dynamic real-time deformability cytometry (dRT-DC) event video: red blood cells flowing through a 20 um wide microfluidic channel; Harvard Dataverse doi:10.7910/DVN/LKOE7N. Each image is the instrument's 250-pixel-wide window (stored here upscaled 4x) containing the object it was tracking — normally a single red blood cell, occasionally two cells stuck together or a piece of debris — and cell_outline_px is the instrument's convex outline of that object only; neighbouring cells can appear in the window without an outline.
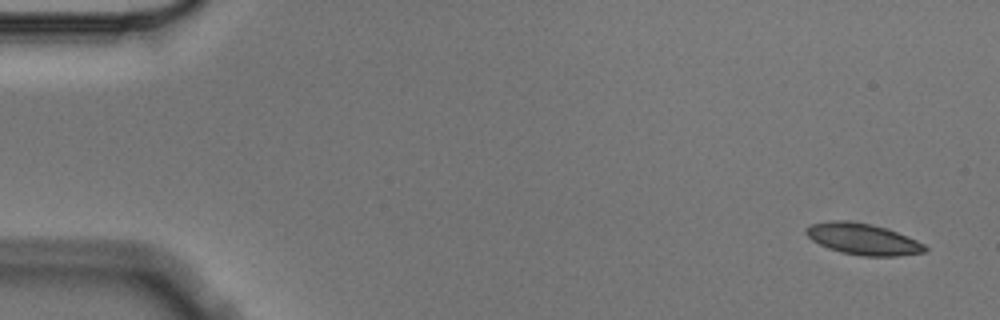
{"species": "Egyptian fruit bat (a non-hibernating species)", "species_latin": "Rousettus aegyptiacus", "temperature_condition": "cold", "stored_images_in_passage": 5, "camera_frame_rate_fps": 3000, "um_per_image_px": 0.085, "animal": {"sex": "male"}, "frame": {"image": 1, "passage_image": 1, "time_ms": 0.0, "image_size_px": [1000, 320], "cell_outline_px": [[928, 248], [924, 252], [900, 256], [864, 256], [840, 252], [828, 248], [812, 240], [804, 232], [804, 228], [812, 224], [828, 220], [848, 220], [868, 224], [884, 228], [908, 236], [924, 244]], "centroid_in_image_um": [73.32, 20.32], "position_along_channel_um": 11.7, "area_um2": 21.62}}
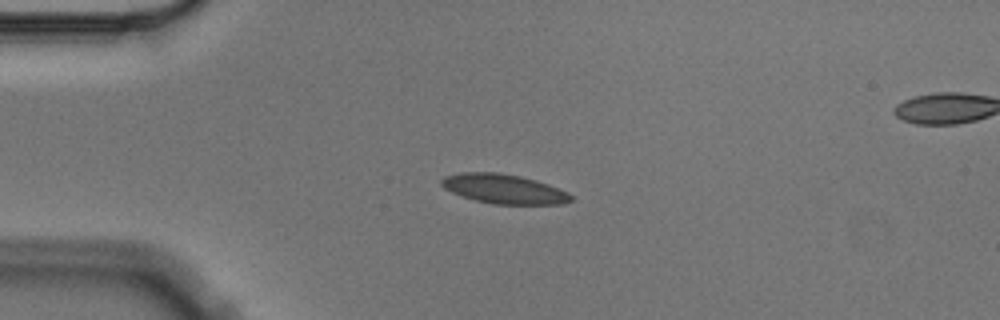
{"frame": {"image": 2, "passage_image": 4, "time_ms": 1.0, "image_size_px": [1000, 320], "cell_outline_px": [[572, 200], [564, 204], [492, 204], [476, 200], [452, 192], [444, 188], [440, 184], [440, 180], [444, 176], [460, 172], [496, 172], [520, 176], [536, 180], [548, 184], [568, 192], [572, 196]], "centroid_in_image_um": [42.82, 16.05], "position_along_channel_um": 42.2, "area_um2": 22.2}}